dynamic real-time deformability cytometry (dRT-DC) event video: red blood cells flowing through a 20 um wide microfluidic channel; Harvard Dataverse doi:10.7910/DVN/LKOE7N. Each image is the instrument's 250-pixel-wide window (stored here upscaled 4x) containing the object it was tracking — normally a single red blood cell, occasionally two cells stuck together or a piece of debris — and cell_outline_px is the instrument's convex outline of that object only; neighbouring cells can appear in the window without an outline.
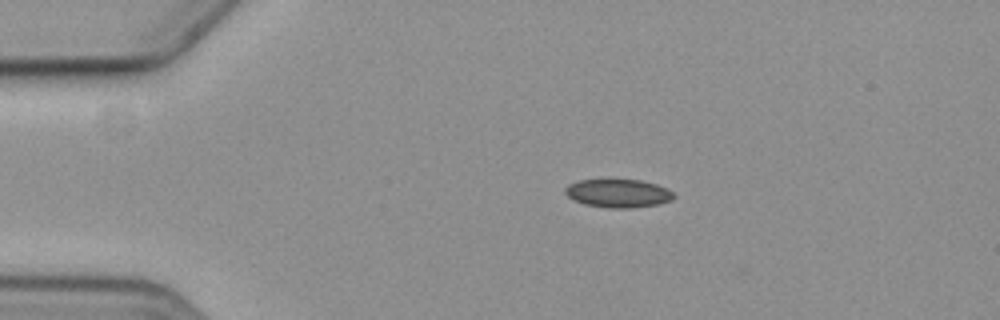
{"species": "common noctule bat (a hibernating species)", "species_latin": "Nyctalus noctula", "temperature_condition": "cold", "stored_images_in_passage": 3, "camera_frame_rate_fps": 3000, "um_per_image_px": 0.085, "animal": {"sex": "female", "body_mass_g": 19.3, "forearm_length_mm": 54.1}, "frame": {"image": 1, "passage_image": 1, "time_ms": 0.0, "image_size_px": [1000, 320], "cell_outline_px": [[676, 196], [672, 200], [660, 204], [632, 208], [608, 208], [584, 204], [572, 200], [564, 192], [564, 188], [568, 184], [580, 180], [640, 180], [656, 184], [672, 192]], "centroid_in_image_um": [52.52, 16.44], "position_along_channel_um": 32.5, "area_um2": 17.98}}